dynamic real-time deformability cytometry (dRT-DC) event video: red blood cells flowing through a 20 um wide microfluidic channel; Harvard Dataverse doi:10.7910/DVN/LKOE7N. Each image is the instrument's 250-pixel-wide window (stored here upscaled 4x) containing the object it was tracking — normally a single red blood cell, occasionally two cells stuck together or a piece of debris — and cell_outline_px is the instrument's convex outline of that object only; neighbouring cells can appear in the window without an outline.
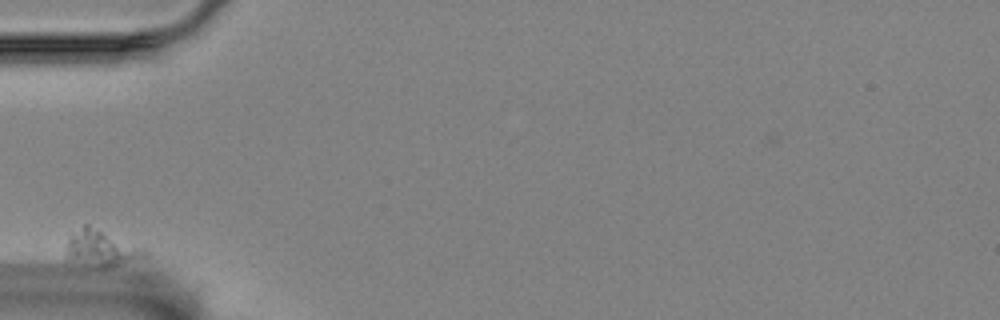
{"species": "Egyptian fruit bat (a non-hibernating species)", "species_latin": "Rousettus aegyptiacus", "temperature_condition": "room temperature", "stored_images_in_passage": 42, "camera_frame_rate_fps": 3000, "um_per_image_px": 0.085, "animal": {"sex": "female"}, "frame": {"image": 1, "passage_image": 1, "time_ms": 0.0, "image_size_px": [1000, 320], "cell_outline_px": [[148, 256], [120, 264], [104, 268], [100, 268], [68, 256], [68, 240], [84, 224], [88, 224], [144, 248], [148, 252]], "centroid_in_image_um": [8.71, 21.08], "position_along_channel_um": 76.3, "area_um2": 15.66}}
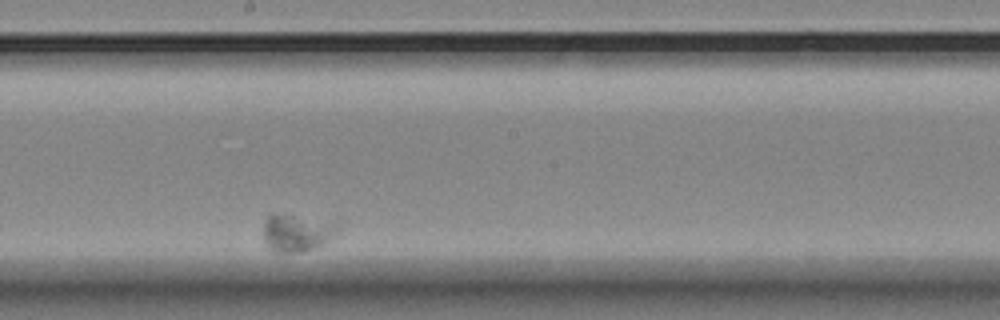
{"frame": {"image": 2, "passage_image": 24, "time_ms": 7.667, "image_size_px": [1000, 320], "cell_outline_px": [[336, 232], [320, 244], [304, 252], [276, 252], [264, 240], [264, 224], [268, 216], [272, 212], [292, 216], [336, 228]], "centroid_in_image_um": [25.02, 19.83], "position_along_channel_um": 223.2, "area_um2": 14.45}}
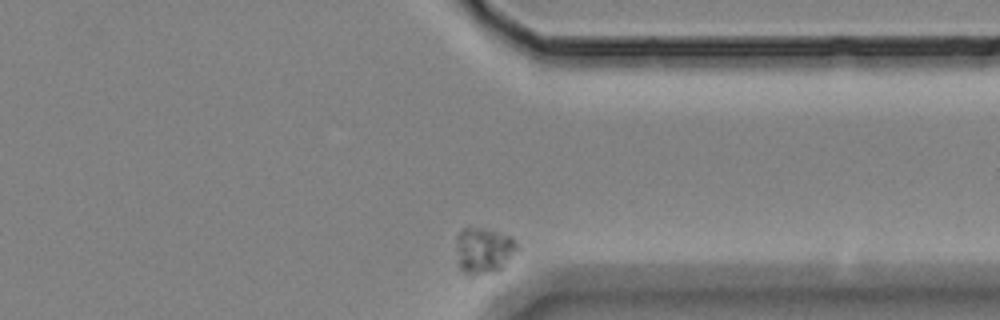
{"frame": {"image": 3, "passage_image": 42, "time_ms": 13.667, "image_size_px": [1000, 320], "cell_outline_px": [[520, 248], [504, 268], [500, 272], [472, 276], [468, 276], [456, 264], [456, 236], [464, 228], [484, 228], [512, 236]], "centroid_in_image_um": [41.13, 21.34], "position_along_channel_um": 370.3, "area_um2": 17.17}}